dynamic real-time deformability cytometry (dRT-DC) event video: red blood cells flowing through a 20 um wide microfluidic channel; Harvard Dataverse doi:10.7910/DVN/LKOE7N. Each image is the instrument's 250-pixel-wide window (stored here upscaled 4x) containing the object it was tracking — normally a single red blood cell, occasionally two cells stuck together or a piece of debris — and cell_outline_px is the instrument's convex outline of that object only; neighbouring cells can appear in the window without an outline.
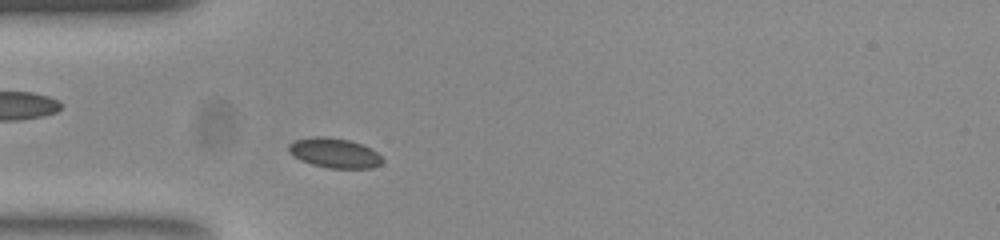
{"species": "common noctule bat (a hibernating species)", "species_latin": "Nyctalus noctula", "temperature_condition": "room temperature", "stored_images_in_passage": 44, "camera_frame_rate_fps": 3000, "um_per_image_px": 0.085, "animal": {"sex": "female", "body_mass_g": 23.0, "forearm_length_mm": 53.4}, "frame": {"image": 1, "passage_image": 6, "time_ms": 1.667, "image_size_px": [1000, 240], "cell_outline_px": [[384, 160], [380, 164], [372, 168], [328, 168], [312, 164], [300, 160], [288, 152], [288, 144], [296, 140], [312, 136], [324, 136], [348, 140], [360, 144], [376, 152]], "centroid_in_image_um": [28.39, 13.0], "position_along_channel_um": 56.6, "area_um2": 16.13}}
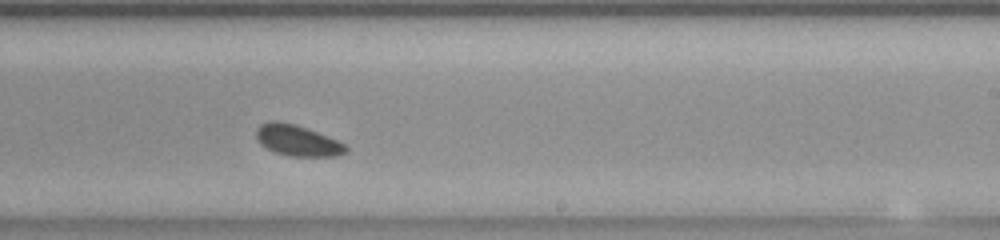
{"frame": {"image": 2, "passage_image": 23, "time_ms": 7.333, "image_size_px": [1000, 240], "cell_outline_px": [[348, 148], [344, 152], [336, 156], [288, 156], [276, 152], [260, 144], [256, 136], [256, 128], [260, 124], [268, 120], [276, 120], [292, 124], [316, 132], [336, 140], [344, 144]], "centroid_in_image_um": [25.22, 11.93], "position_along_channel_um": 263.8, "area_um2": 15.84}}
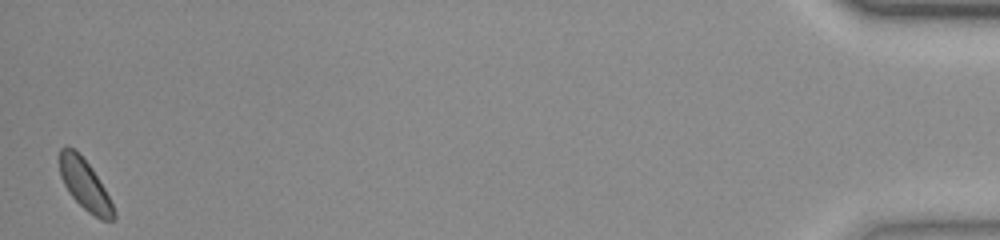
{"frame": {"image": 3, "passage_image": 44, "time_ms": 14.333, "image_size_px": [1000, 240], "cell_outline_px": [[116, 216], [112, 220], [100, 220], [88, 212], [68, 192], [60, 176], [60, 148], [64, 144], [72, 148], [92, 168], [104, 188], [116, 212]], "centroid_in_image_um": [7.21, 15.72], "position_along_channel_um": 428.0, "area_um2": 15.66}}